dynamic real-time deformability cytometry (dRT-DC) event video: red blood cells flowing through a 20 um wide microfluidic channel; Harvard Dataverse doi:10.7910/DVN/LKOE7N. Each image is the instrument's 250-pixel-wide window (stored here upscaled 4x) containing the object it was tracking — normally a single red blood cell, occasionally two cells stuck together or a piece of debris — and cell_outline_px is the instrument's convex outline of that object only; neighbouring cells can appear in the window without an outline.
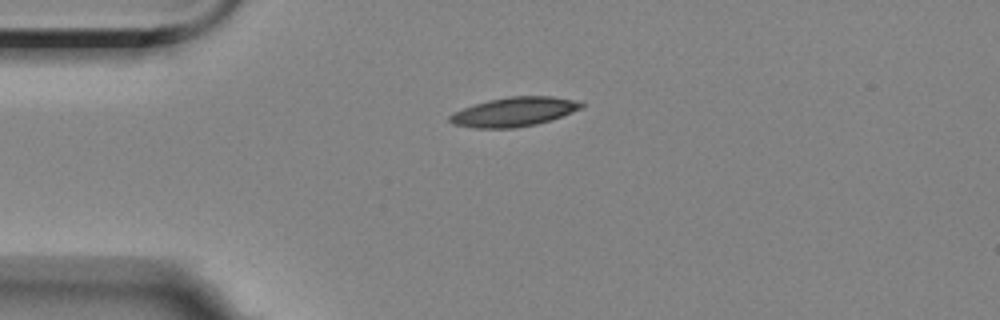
{"species": "Egyptian fruit bat (a non-hibernating species)", "species_latin": "Rousettus aegyptiacus", "temperature_condition": "room temperature", "stored_images_in_passage": 3, "camera_frame_rate_fps": 3000, "um_per_image_px": 0.085, "animal": {"sex": "female"}, "frame": {"image": 1, "passage_image": 2, "time_ms": 1.333, "image_size_px": [1000, 320], "cell_outline_px": [[584, 108], [552, 120], [536, 124], [512, 128], [476, 128], [452, 124], [448, 120], [448, 116], [452, 112], [488, 100], [508, 96], [552, 96], [576, 100], [584, 104]], "centroid_in_image_um": [43.71, 9.5], "position_along_channel_um": 41.3, "area_um2": 22.54}}